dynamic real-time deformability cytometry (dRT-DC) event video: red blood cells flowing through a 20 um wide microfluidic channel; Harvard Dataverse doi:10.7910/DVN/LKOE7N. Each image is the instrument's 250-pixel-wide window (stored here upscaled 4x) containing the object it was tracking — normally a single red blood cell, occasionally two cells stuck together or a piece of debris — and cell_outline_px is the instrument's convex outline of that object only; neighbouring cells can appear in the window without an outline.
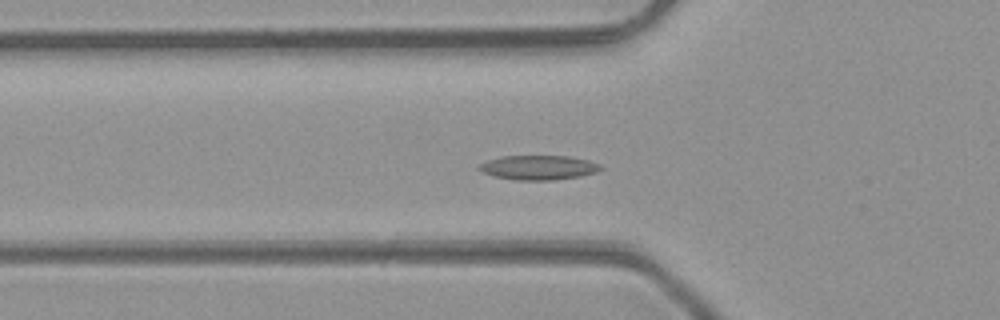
{"species": "common noctule bat (a hibernating species)", "species_latin": "Nyctalus noctula", "temperature_condition": "room temperature", "stored_images_in_passage": 23, "camera_frame_rate_fps": 3000, "um_per_image_px": 0.085, "animal": {"sex": "male", "body_mass_g": 23.1, "forearm_length_mm": 52.7}, "frame": {"image": 1, "passage_image": 2, "time_ms": 0.333, "image_size_px": [1000, 320], "cell_outline_px": [[604, 168], [596, 172], [580, 176], [552, 180], [516, 180], [496, 176], [484, 172], [476, 168], [480, 164], [488, 160], [500, 156], [568, 156], [588, 160], [600, 164]], "centroid_in_image_um": [45.79, 14.23], "position_along_channel_um": 80.0, "area_um2": 17.22}}
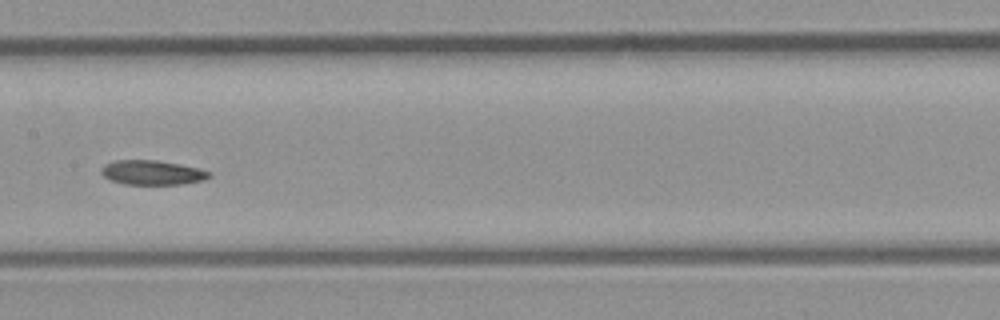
{"frame": {"image": 2, "passage_image": 10, "time_ms": 3.0, "image_size_px": [1000, 320], "cell_outline_px": [[212, 176], [204, 180], [184, 184], [124, 184], [112, 180], [104, 176], [100, 172], [100, 168], [104, 164], [116, 160], [156, 160], [180, 164], [212, 172]], "centroid_in_image_um": [12.94, 14.66], "position_along_channel_um": 194.5, "area_um2": 15.43}}
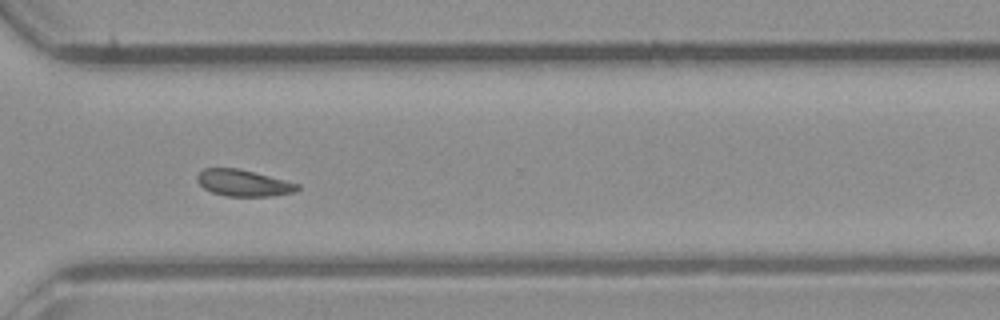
{"frame": {"image": 3, "passage_image": 21, "time_ms": 6.667, "image_size_px": [1000, 320], "cell_outline_px": [[300, 188], [292, 192], [272, 196], [224, 196], [212, 192], [204, 188], [196, 180], [196, 176], [204, 168], [236, 168], [300, 184]], "centroid_in_image_um": [20.65, 15.56], "position_along_channel_um": 349.9, "area_um2": 15.26}}